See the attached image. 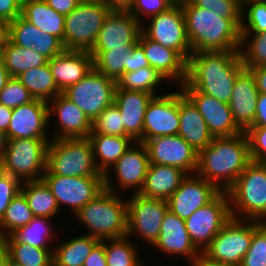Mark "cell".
I'll use <instances>...</instances> for the list:
<instances>
[{
  "label": "cell",
  "instance_id": "obj_58",
  "mask_svg": "<svg viewBox=\"0 0 266 266\" xmlns=\"http://www.w3.org/2000/svg\"><path fill=\"white\" fill-rule=\"evenodd\" d=\"M247 69H249L254 75L258 92L266 94V65L250 67Z\"/></svg>",
  "mask_w": 266,
  "mask_h": 266
},
{
  "label": "cell",
  "instance_id": "obj_6",
  "mask_svg": "<svg viewBox=\"0 0 266 266\" xmlns=\"http://www.w3.org/2000/svg\"><path fill=\"white\" fill-rule=\"evenodd\" d=\"M44 174L64 177L104 176L95 165L88 138L51 139L47 147Z\"/></svg>",
  "mask_w": 266,
  "mask_h": 266
},
{
  "label": "cell",
  "instance_id": "obj_53",
  "mask_svg": "<svg viewBox=\"0 0 266 266\" xmlns=\"http://www.w3.org/2000/svg\"><path fill=\"white\" fill-rule=\"evenodd\" d=\"M21 0H0V19L8 23L21 15Z\"/></svg>",
  "mask_w": 266,
  "mask_h": 266
},
{
  "label": "cell",
  "instance_id": "obj_44",
  "mask_svg": "<svg viewBox=\"0 0 266 266\" xmlns=\"http://www.w3.org/2000/svg\"><path fill=\"white\" fill-rule=\"evenodd\" d=\"M120 110L115 103L105 108L92 122L90 134H106L112 136L130 137L124 129Z\"/></svg>",
  "mask_w": 266,
  "mask_h": 266
},
{
  "label": "cell",
  "instance_id": "obj_21",
  "mask_svg": "<svg viewBox=\"0 0 266 266\" xmlns=\"http://www.w3.org/2000/svg\"><path fill=\"white\" fill-rule=\"evenodd\" d=\"M48 104L44 100L33 101L13 109L6 132L7 139H49Z\"/></svg>",
  "mask_w": 266,
  "mask_h": 266
},
{
  "label": "cell",
  "instance_id": "obj_55",
  "mask_svg": "<svg viewBox=\"0 0 266 266\" xmlns=\"http://www.w3.org/2000/svg\"><path fill=\"white\" fill-rule=\"evenodd\" d=\"M83 266H107L105 257V239L101 240L90 252Z\"/></svg>",
  "mask_w": 266,
  "mask_h": 266
},
{
  "label": "cell",
  "instance_id": "obj_10",
  "mask_svg": "<svg viewBox=\"0 0 266 266\" xmlns=\"http://www.w3.org/2000/svg\"><path fill=\"white\" fill-rule=\"evenodd\" d=\"M116 81L93 68L82 80L62 94L78 106L93 122L114 103Z\"/></svg>",
  "mask_w": 266,
  "mask_h": 266
},
{
  "label": "cell",
  "instance_id": "obj_16",
  "mask_svg": "<svg viewBox=\"0 0 266 266\" xmlns=\"http://www.w3.org/2000/svg\"><path fill=\"white\" fill-rule=\"evenodd\" d=\"M141 33L142 24L127 9H112L91 51L133 48Z\"/></svg>",
  "mask_w": 266,
  "mask_h": 266
},
{
  "label": "cell",
  "instance_id": "obj_20",
  "mask_svg": "<svg viewBox=\"0 0 266 266\" xmlns=\"http://www.w3.org/2000/svg\"><path fill=\"white\" fill-rule=\"evenodd\" d=\"M180 88L198 108L213 137H230L242 132L233 120L229 104L192 89L186 82Z\"/></svg>",
  "mask_w": 266,
  "mask_h": 266
},
{
  "label": "cell",
  "instance_id": "obj_1",
  "mask_svg": "<svg viewBox=\"0 0 266 266\" xmlns=\"http://www.w3.org/2000/svg\"><path fill=\"white\" fill-rule=\"evenodd\" d=\"M244 68L239 51L196 52L187 61L185 82L229 104L236 78Z\"/></svg>",
  "mask_w": 266,
  "mask_h": 266
},
{
  "label": "cell",
  "instance_id": "obj_36",
  "mask_svg": "<svg viewBox=\"0 0 266 266\" xmlns=\"http://www.w3.org/2000/svg\"><path fill=\"white\" fill-rule=\"evenodd\" d=\"M9 258L20 266H53L54 249H42L19 242L12 234L1 239Z\"/></svg>",
  "mask_w": 266,
  "mask_h": 266
},
{
  "label": "cell",
  "instance_id": "obj_5",
  "mask_svg": "<svg viewBox=\"0 0 266 266\" xmlns=\"http://www.w3.org/2000/svg\"><path fill=\"white\" fill-rule=\"evenodd\" d=\"M227 193L232 218L266 222V163L252 161Z\"/></svg>",
  "mask_w": 266,
  "mask_h": 266
},
{
  "label": "cell",
  "instance_id": "obj_22",
  "mask_svg": "<svg viewBox=\"0 0 266 266\" xmlns=\"http://www.w3.org/2000/svg\"><path fill=\"white\" fill-rule=\"evenodd\" d=\"M162 254L184 256L192 266L202 253L195 247L186 229L185 220L180 219L170 210L164 216L160 233L156 242L152 245Z\"/></svg>",
  "mask_w": 266,
  "mask_h": 266
},
{
  "label": "cell",
  "instance_id": "obj_7",
  "mask_svg": "<svg viewBox=\"0 0 266 266\" xmlns=\"http://www.w3.org/2000/svg\"><path fill=\"white\" fill-rule=\"evenodd\" d=\"M112 8L104 0L83 1L65 16V50L88 51L95 45Z\"/></svg>",
  "mask_w": 266,
  "mask_h": 266
},
{
  "label": "cell",
  "instance_id": "obj_66",
  "mask_svg": "<svg viewBox=\"0 0 266 266\" xmlns=\"http://www.w3.org/2000/svg\"><path fill=\"white\" fill-rule=\"evenodd\" d=\"M6 266H20V265L14 262L13 260H11L10 258H8Z\"/></svg>",
  "mask_w": 266,
  "mask_h": 266
},
{
  "label": "cell",
  "instance_id": "obj_54",
  "mask_svg": "<svg viewBox=\"0 0 266 266\" xmlns=\"http://www.w3.org/2000/svg\"><path fill=\"white\" fill-rule=\"evenodd\" d=\"M144 67H150V64L145 57L143 48L137 43L129 52L128 72L137 71Z\"/></svg>",
  "mask_w": 266,
  "mask_h": 266
},
{
  "label": "cell",
  "instance_id": "obj_27",
  "mask_svg": "<svg viewBox=\"0 0 266 266\" xmlns=\"http://www.w3.org/2000/svg\"><path fill=\"white\" fill-rule=\"evenodd\" d=\"M154 97L144 91L116 90L114 103L120 110L125 132L143 143V123L148 103Z\"/></svg>",
  "mask_w": 266,
  "mask_h": 266
},
{
  "label": "cell",
  "instance_id": "obj_47",
  "mask_svg": "<svg viewBox=\"0 0 266 266\" xmlns=\"http://www.w3.org/2000/svg\"><path fill=\"white\" fill-rule=\"evenodd\" d=\"M33 100V96L17 77H10L4 88L0 91V104L11 109Z\"/></svg>",
  "mask_w": 266,
  "mask_h": 266
},
{
  "label": "cell",
  "instance_id": "obj_2",
  "mask_svg": "<svg viewBox=\"0 0 266 266\" xmlns=\"http://www.w3.org/2000/svg\"><path fill=\"white\" fill-rule=\"evenodd\" d=\"M252 162L245 132L230 137H214L198 152L196 175L227 191Z\"/></svg>",
  "mask_w": 266,
  "mask_h": 266
},
{
  "label": "cell",
  "instance_id": "obj_14",
  "mask_svg": "<svg viewBox=\"0 0 266 266\" xmlns=\"http://www.w3.org/2000/svg\"><path fill=\"white\" fill-rule=\"evenodd\" d=\"M42 180L50 188L61 210L62 205L75 215L104 189V176L64 177L44 174Z\"/></svg>",
  "mask_w": 266,
  "mask_h": 266
},
{
  "label": "cell",
  "instance_id": "obj_68",
  "mask_svg": "<svg viewBox=\"0 0 266 266\" xmlns=\"http://www.w3.org/2000/svg\"><path fill=\"white\" fill-rule=\"evenodd\" d=\"M241 5H243L244 3L251 1V0H237Z\"/></svg>",
  "mask_w": 266,
  "mask_h": 266
},
{
  "label": "cell",
  "instance_id": "obj_25",
  "mask_svg": "<svg viewBox=\"0 0 266 266\" xmlns=\"http://www.w3.org/2000/svg\"><path fill=\"white\" fill-rule=\"evenodd\" d=\"M138 44L143 48L150 66L157 69L169 82L178 87L185 83L187 77V61L174 49L162 46L149 39L143 32Z\"/></svg>",
  "mask_w": 266,
  "mask_h": 266
},
{
  "label": "cell",
  "instance_id": "obj_32",
  "mask_svg": "<svg viewBox=\"0 0 266 266\" xmlns=\"http://www.w3.org/2000/svg\"><path fill=\"white\" fill-rule=\"evenodd\" d=\"M100 241L96 237L81 234L55 243L53 266H83L87 256Z\"/></svg>",
  "mask_w": 266,
  "mask_h": 266
},
{
  "label": "cell",
  "instance_id": "obj_38",
  "mask_svg": "<svg viewBox=\"0 0 266 266\" xmlns=\"http://www.w3.org/2000/svg\"><path fill=\"white\" fill-rule=\"evenodd\" d=\"M168 80L157 70L150 67L140 68L137 71L126 72L116 81V90L144 91L157 95V86ZM157 89V90H156Z\"/></svg>",
  "mask_w": 266,
  "mask_h": 266
},
{
  "label": "cell",
  "instance_id": "obj_63",
  "mask_svg": "<svg viewBox=\"0 0 266 266\" xmlns=\"http://www.w3.org/2000/svg\"><path fill=\"white\" fill-rule=\"evenodd\" d=\"M192 266H237L232 264H221L212 262L201 255Z\"/></svg>",
  "mask_w": 266,
  "mask_h": 266
},
{
  "label": "cell",
  "instance_id": "obj_46",
  "mask_svg": "<svg viewBox=\"0 0 266 266\" xmlns=\"http://www.w3.org/2000/svg\"><path fill=\"white\" fill-rule=\"evenodd\" d=\"M195 6L211 10L217 16L229 19L239 30L242 5L237 0H190Z\"/></svg>",
  "mask_w": 266,
  "mask_h": 266
},
{
  "label": "cell",
  "instance_id": "obj_49",
  "mask_svg": "<svg viewBox=\"0 0 266 266\" xmlns=\"http://www.w3.org/2000/svg\"><path fill=\"white\" fill-rule=\"evenodd\" d=\"M174 3V0H134L127 10L143 24L145 17L147 19L164 12Z\"/></svg>",
  "mask_w": 266,
  "mask_h": 266
},
{
  "label": "cell",
  "instance_id": "obj_39",
  "mask_svg": "<svg viewBox=\"0 0 266 266\" xmlns=\"http://www.w3.org/2000/svg\"><path fill=\"white\" fill-rule=\"evenodd\" d=\"M132 48H117L107 51H90L93 66L100 73L117 81L128 72V57Z\"/></svg>",
  "mask_w": 266,
  "mask_h": 266
},
{
  "label": "cell",
  "instance_id": "obj_50",
  "mask_svg": "<svg viewBox=\"0 0 266 266\" xmlns=\"http://www.w3.org/2000/svg\"><path fill=\"white\" fill-rule=\"evenodd\" d=\"M251 160L266 163V126L250 127L246 132Z\"/></svg>",
  "mask_w": 266,
  "mask_h": 266
},
{
  "label": "cell",
  "instance_id": "obj_52",
  "mask_svg": "<svg viewBox=\"0 0 266 266\" xmlns=\"http://www.w3.org/2000/svg\"><path fill=\"white\" fill-rule=\"evenodd\" d=\"M65 50L62 41L49 33L39 29L38 52L48 60L57 56Z\"/></svg>",
  "mask_w": 266,
  "mask_h": 266
},
{
  "label": "cell",
  "instance_id": "obj_19",
  "mask_svg": "<svg viewBox=\"0 0 266 266\" xmlns=\"http://www.w3.org/2000/svg\"><path fill=\"white\" fill-rule=\"evenodd\" d=\"M221 191L196 174L187 175L179 188L169 197V210L186 220L197 209L211 202Z\"/></svg>",
  "mask_w": 266,
  "mask_h": 266
},
{
  "label": "cell",
  "instance_id": "obj_30",
  "mask_svg": "<svg viewBox=\"0 0 266 266\" xmlns=\"http://www.w3.org/2000/svg\"><path fill=\"white\" fill-rule=\"evenodd\" d=\"M94 162L100 173L105 174L135 142L131 137L106 134H89Z\"/></svg>",
  "mask_w": 266,
  "mask_h": 266
},
{
  "label": "cell",
  "instance_id": "obj_8",
  "mask_svg": "<svg viewBox=\"0 0 266 266\" xmlns=\"http://www.w3.org/2000/svg\"><path fill=\"white\" fill-rule=\"evenodd\" d=\"M49 142V139H8L1 158L4 172L21 183L42 180Z\"/></svg>",
  "mask_w": 266,
  "mask_h": 266
},
{
  "label": "cell",
  "instance_id": "obj_12",
  "mask_svg": "<svg viewBox=\"0 0 266 266\" xmlns=\"http://www.w3.org/2000/svg\"><path fill=\"white\" fill-rule=\"evenodd\" d=\"M142 24V32L164 47L176 50L186 61L193 53L187 36L185 17L180 2H175L166 11L148 18ZM148 27V28H147Z\"/></svg>",
  "mask_w": 266,
  "mask_h": 266
},
{
  "label": "cell",
  "instance_id": "obj_48",
  "mask_svg": "<svg viewBox=\"0 0 266 266\" xmlns=\"http://www.w3.org/2000/svg\"><path fill=\"white\" fill-rule=\"evenodd\" d=\"M240 266H266V222L254 231L251 245Z\"/></svg>",
  "mask_w": 266,
  "mask_h": 266
},
{
  "label": "cell",
  "instance_id": "obj_56",
  "mask_svg": "<svg viewBox=\"0 0 266 266\" xmlns=\"http://www.w3.org/2000/svg\"><path fill=\"white\" fill-rule=\"evenodd\" d=\"M56 12L66 16L70 14L80 3V0H44Z\"/></svg>",
  "mask_w": 266,
  "mask_h": 266
},
{
  "label": "cell",
  "instance_id": "obj_60",
  "mask_svg": "<svg viewBox=\"0 0 266 266\" xmlns=\"http://www.w3.org/2000/svg\"><path fill=\"white\" fill-rule=\"evenodd\" d=\"M9 37V23L3 19H0V52L6 45Z\"/></svg>",
  "mask_w": 266,
  "mask_h": 266
},
{
  "label": "cell",
  "instance_id": "obj_28",
  "mask_svg": "<svg viewBox=\"0 0 266 266\" xmlns=\"http://www.w3.org/2000/svg\"><path fill=\"white\" fill-rule=\"evenodd\" d=\"M179 88L180 135L197 153L214 139L198 108Z\"/></svg>",
  "mask_w": 266,
  "mask_h": 266
},
{
  "label": "cell",
  "instance_id": "obj_41",
  "mask_svg": "<svg viewBox=\"0 0 266 266\" xmlns=\"http://www.w3.org/2000/svg\"><path fill=\"white\" fill-rule=\"evenodd\" d=\"M128 237L105 239V257L107 266H145L139 259L136 244Z\"/></svg>",
  "mask_w": 266,
  "mask_h": 266
},
{
  "label": "cell",
  "instance_id": "obj_11",
  "mask_svg": "<svg viewBox=\"0 0 266 266\" xmlns=\"http://www.w3.org/2000/svg\"><path fill=\"white\" fill-rule=\"evenodd\" d=\"M168 210L167 200L146 198L139 193H132L127 199L126 237H139L152 246L158 239L161 224Z\"/></svg>",
  "mask_w": 266,
  "mask_h": 266
},
{
  "label": "cell",
  "instance_id": "obj_67",
  "mask_svg": "<svg viewBox=\"0 0 266 266\" xmlns=\"http://www.w3.org/2000/svg\"><path fill=\"white\" fill-rule=\"evenodd\" d=\"M4 172V169H3V166H2V162H1V160H0V176H1V174Z\"/></svg>",
  "mask_w": 266,
  "mask_h": 266
},
{
  "label": "cell",
  "instance_id": "obj_23",
  "mask_svg": "<svg viewBox=\"0 0 266 266\" xmlns=\"http://www.w3.org/2000/svg\"><path fill=\"white\" fill-rule=\"evenodd\" d=\"M49 124L55 116L58 123V130L53 132L50 139L63 138H87L92 131V121L73 102L67 99L62 93L47 102Z\"/></svg>",
  "mask_w": 266,
  "mask_h": 266
},
{
  "label": "cell",
  "instance_id": "obj_18",
  "mask_svg": "<svg viewBox=\"0 0 266 266\" xmlns=\"http://www.w3.org/2000/svg\"><path fill=\"white\" fill-rule=\"evenodd\" d=\"M149 163L177 167L188 175L196 173L198 153L180 136H160L144 143Z\"/></svg>",
  "mask_w": 266,
  "mask_h": 266
},
{
  "label": "cell",
  "instance_id": "obj_35",
  "mask_svg": "<svg viewBox=\"0 0 266 266\" xmlns=\"http://www.w3.org/2000/svg\"><path fill=\"white\" fill-rule=\"evenodd\" d=\"M21 192L26 197L34 216L53 219L59 213L56 198L43 180L22 183Z\"/></svg>",
  "mask_w": 266,
  "mask_h": 266
},
{
  "label": "cell",
  "instance_id": "obj_69",
  "mask_svg": "<svg viewBox=\"0 0 266 266\" xmlns=\"http://www.w3.org/2000/svg\"><path fill=\"white\" fill-rule=\"evenodd\" d=\"M83 1H93V0H80V2H83Z\"/></svg>",
  "mask_w": 266,
  "mask_h": 266
},
{
  "label": "cell",
  "instance_id": "obj_13",
  "mask_svg": "<svg viewBox=\"0 0 266 266\" xmlns=\"http://www.w3.org/2000/svg\"><path fill=\"white\" fill-rule=\"evenodd\" d=\"M231 218L228 193L221 191L211 202L188 217L185 225L192 243L203 253Z\"/></svg>",
  "mask_w": 266,
  "mask_h": 266
},
{
  "label": "cell",
  "instance_id": "obj_17",
  "mask_svg": "<svg viewBox=\"0 0 266 266\" xmlns=\"http://www.w3.org/2000/svg\"><path fill=\"white\" fill-rule=\"evenodd\" d=\"M179 89L175 92L154 96L148 103L143 123V143L160 137L178 135Z\"/></svg>",
  "mask_w": 266,
  "mask_h": 266
},
{
  "label": "cell",
  "instance_id": "obj_51",
  "mask_svg": "<svg viewBox=\"0 0 266 266\" xmlns=\"http://www.w3.org/2000/svg\"><path fill=\"white\" fill-rule=\"evenodd\" d=\"M21 182L11 174L3 172L0 176V220L11 200L21 192Z\"/></svg>",
  "mask_w": 266,
  "mask_h": 266
},
{
  "label": "cell",
  "instance_id": "obj_59",
  "mask_svg": "<svg viewBox=\"0 0 266 266\" xmlns=\"http://www.w3.org/2000/svg\"><path fill=\"white\" fill-rule=\"evenodd\" d=\"M12 112L13 109L0 104V130H3L5 133L8 130Z\"/></svg>",
  "mask_w": 266,
  "mask_h": 266
},
{
  "label": "cell",
  "instance_id": "obj_9",
  "mask_svg": "<svg viewBox=\"0 0 266 266\" xmlns=\"http://www.w3.org/2000/svg\"><path fill=\"white\" fill-rule=\"evenodd\" d=\"M263 222L231 218L212 239L202 255L216 263L240 266L254 231Z\"/></svg>",
  "mask_w": 266,
  "mask_h": 266
},
{
  "label": "cell",
  "instance_id": "obj_3",
  "mask_svg": "<svg viewBox=\"0 0 266 266\" xmlns=\"http://www.w3.org/2000/svg\"><path fill=\"white\" fill-rule=\"evenodd\" d=\"M180 3L193 53L239 51L240 30L229 19L219 17L211 10L197 7L190 0Z\"/></svg>",
  "mask_w": 266,
  "mask_h": 266
},
{
  "label": "cell",
  "instance_id": "obj_65",
  "mask_svg": "<svg viewBox=\"0 0 266 266\" xmlns=\"http://www.w3.org/2000/svg\"><path fill=\"white\" fill-rule=\"evenodd\" d=\"M7 136L3 130H0V160L4 154L5 148L7 146Z\"/></svg>",
  "mask_w": 266,
  "mask_h": 266
},
{
  "label": "cell",
  "instance_id": "obj_26",
  "mask_svg": "<svg viewBox=\"0 0 266 266\" xmlns=\"http://www.w3.org/2000/svg\"><path fill=\"white\" fill-rule=\"evenodd\" d=\"M49 68L61 92L82 80L93 68L88 51L64 50L48 60Z\"/></svg>",
  "mask_w": 266,
  "mask_h": 266
},
{
  "label": "cell",
  "instance_id": "obj_15",
  "mask_svg": "<svg viewBox=\"0 0 266 266\" xmlns=\"http://www.w3.org/2000/svg\"><path fill=\"white\" fill-rule=\"evenodd\" d=\"M149 155L144 143L135 141L132 146L122 155V157L104 174L105 189L118 193L123 190H131L132 193H139L142 189L149 167ZM117 180L116 186L113 187V177ZM120 187V188H119ZM135 189V190H134Z\"/></svg>",
  "mask_w": 266,
  "mask_h": 266
},
{
  "label": "cell",
  "instance_id": "obj_62",
  "mask_svg": "<svg viewBox=\"0 0 266 266\" xmlns=\"http://www.w3.org/2000/svg\"><path fill=\"white\" fill-rule=\"evenodd\" d=\"M9 78L10 75L5 67L4 61L0 58V91L4 88Z\"/></svg>",
  "mask_w": 266,
  "mask_h": 266
},
{
  "label": "cell",
  "instance_id": "obj_33",
  "mask_svg": "<svg viewBox=\"0 0 266 266\" xmlns=\"http://www.w3.org/2000/svg\"><path fill=\"white\" fill-rule=\"evenodd\" d=\"M17 78L34 99L49 102L62 93L51 74L48 62L40 67L22 72Z\"/></svg>",
  "mask_w": 266,
  "mask_h": 266
},
{
  "label": "cell",
  "instance_id": "obj_42",
  "mask_svg": "<svg viewBox=\"0 0 266 266\" xmlns=\"http://www.w3.org/2000/svg\"><path fill=\"white\" fill-rule=\"evenodd\" d=\"M240 35L239 53L244 67L266 65V31L260 34Z\"/></svg>",
  "mask_w": 266,
  "mask_h": 266
},
{
  "label": "cell",
  "instance_id": "obj_24",
  "mask_svg": "<svg viewBox=\"0 0 266 266\" xmlns=\"http://www.w3.org/2000/svg\"><path fill=\"white\" fill-rule=\"evenodd\" d=\"M258 95L254 75L244 68L236 78L229 102L233 120L242 132L253 126Z\"/></svg>",
  "mask_w": 266,
  "mask_h": 266
},
{
  "label": "cell",
  "instance_id": "obj_64",
  "mask_svg": "<svg viewBox=\"0 0 266 266\" xmlns=\"http://www.w3.org/2000/svg\"><path fill=\"white\" fill-rule=\"evenodd\" d=\"M8 258H9L8 251L4 243L0 240V266H6Z\"/></svg>",
  "mask_w": 266,
  "mask_h": 266
},
{
  "label": "cell",
  "instance_id": "obj_61",
  "mask_svg": "<svg viewBox=\"0 0 266 266\" xmlns=\"http://www.w3.org/2000/svg\"><path fill=\"white\" fill-rule=\"evenodd\" d=\"M112 9H128L134 0H104Z\"/></svg>",
  "mask_w": 266,
  "mask_h": 266
},
{
  "label": "cell",
  "instance_id": "obj_37",
  "mask_svg": "<svg viewBox=\"0 0 266 266\" xmlns=\"http://www.w3.org/2000/svg\"><path fill=\"white\" fill-rule=\"evenodd\" d=\"M51 218L34 217L27 225L19 227L12 235L22 243L42 249H54L51 240L57 238ZM55 238V239H54ZM52 246V247H51Z\"/></svg>",
  "mask_w": 266,
  "mask_h": 266
},
{
  "label": "cell",
  "instance_id": "obj_34",
  "mask_svg": "<svg viewBox=\"0 0 266 266\" xmlns=\"http://www.w3.org/2000/svg\"><path fill=\"white\" fill-rule=\"evenodd\" d=\"M8 70L10 77H18L22 72L40 67L48 59L32 48L26 49L12 43L9 39L1 50L0 57Z\"/></svg>",
  "mask_w": 266,
  "mask_h": 266
},
{
  "label": "cell",
  "instance_id": "obj_45",
  "mask_svg": "<svg viewBox=\"0 0 266 266\" xmlns=\"http://www.w3.org/2000/svg\"><path fill=\"white\" fill-rule=\"evenodd\" d=\"M8 39L17 46L38 52L39 28L20 15L9 22Z\"/></svg>",
  "mask_w": 266,
  "mask_h": 266
},
{
  "label": "cell",
  "instance_id": "obj_31",
  "mask_svg": "<svg viewBox=\"0 0 266 266\" xmlns=\"http://www.w3.org/2000/svg\"><path fill=\"white\" fill-rule=\"evenodd\" d=\"M21 16L42 32L59 38L64 46L65 16L56 12L44 0L23 1Z\"/></svg>",
  "mask_w": 266,
  "mask_h": 266
},
{
  "label": "cell",
  "instance_id": "obj_29",
  "mask_svg": "<svg viewBox=\"0 0 266 266\" xmlns=\"http://www.w3.org/2000/svg\"><path fill=\"white\" fill-rule=\"evenodd\" d=\"M187 175L177 167L149 164L144 185L139 194L146 198L168 200Z\"/></svg>",
  "mask_w": 266,
  "mask_h": 266
},
{
  "label": "cell",
  "instance_id": "obj_57",
  "mask_svg": "<svg viewBox=\"0 0 266 266\" xmlns=\"http://www.w3.org/2000/svg\"><path fill=\"white\" fill-rule=\"evenodd\" d=\"M266 126V94L259 93L252 127Z\"/></svg>",
  "mask_w": 266,
  "mask_h": 266
},
{
  "label": "cell",
  "instance_id": "obj_40",
  "mask_svg": "<svg viewBox=\"0 0 266 266\" xmlns=\"http://www.w3.org/2000/svg\"><path fill=\"white\" fill-rule=\"evenodd\" d=\"M34 217L26 197L22 192L18 193L0 220V240L11 235L19 227L27 225Z\"/></svg>",
  "mask_w": 266,
  "mask_h": 266
},
{
  "label": "cell",
  "instance_id": "obj_43",
  "mask_svg": "<svg viewBox=\"0 0 266 266\" xmlns=\"http://www.w3.org/2000/svg\"><path fill=\"white\" fill-rule=\"evenodd\" d=\"M266 31V0H251L242 5L240 34Z\"/></svg>",
  "mask_w": 266,
  "mask_h": 266
},
{
  "label": "cell",
  "instance_id": "obj_4",
  "mask_svg": "<svg viewBox=\"0 0 266 266\" xmlns=\"http://www.w3.org/2000/svg\"><path fill=\"white\" fill-rule=\"evenodd\" d=\"M119 195L104 189L74 215L88 229L85 234L100 240L126 237L127 198Z\"/></svg>",
  "mask_w": 266,
  "mask_h": 266
}]
</instances>
